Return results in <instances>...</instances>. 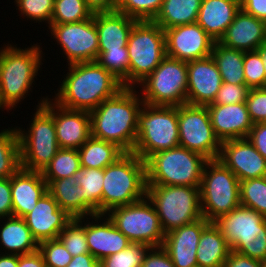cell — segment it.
<instances>
[{"instance_id":"8992f818","label":"cell","mask_w":266,"mask_h":267,"mask_svg":"<svg viewBox=\"0 0 266 267\" xmlns=\"http://www.w3.org/2000/svg\"><path fill=\"white\" fill-rule=\"evenodd\" d=\"M207 161L203 155L181 146L157 152L145 161L146 183L200 187Z\"/></svg>"},{"instance_id":"44dd1931","label":"cell","mask_w":266,"mask_h":267,"mask_svg":"<svg viewBox=\"0 0 266 267\" xmlns=\"http://www.w3.org/2000/svg\"><path fill=\"white\" fill-rule=\"evenodd\" d=\"M210 122L220 142L247 138L253 122L246 102L228 105H207Z\"/></svg>"},{"instance_id":"680465c9","label":"cell","mask_w":266,"mask_h":267,"mask_svg":"<svg viewBox=\"0 0 266 267\" xmlns=\"http://www.w3.org/2000/svg\"><path fill=\"white\" fill-rule=\"evenodd\" d=\"M0 267H18V255L17 254H0Z\"/></svg>"},{"instance_id":"30bf717a","label":"cell","mask_w":266,"mask_h":267,"mask_svg":"<svg viewBox=\"0 0 266 267\" xmlns=\"http://www.w3.org/2000/svg\"><path fill=\"white\" fill-rule=\"evenodd\" d=\"M129 87L136 88L166 57L165 31L153 21H137L128 37Z\"/></svg>"},{"instance_id":"603a6c76","label":"cell","mask_w":266,"mask_h":267,"mask_svg":"<svg viewBox=\"0 0 266 267\" xmlns=\"http://www.w3.org/2000/svg\"><path fill=\"white\" fill-rule=\"evenodd\" d=\"M219 42L244 52L256 51L266 42V22L240 9Z\"/></svg>"},{"instance_id":"7c38bea8","label":"cell","mask_w":266,"mask_h":267,"mask_svg":"<svg viewBox=\"0 0 266 267\" xmlns=\"http://www.w3.org/2000/svg\"><path fill=\"white\" fill-rule=\"evenodd\" d=\"M106 215L131 243L162 247L165 233L147 197L130 205L112 208Z\"/></svg>"},{"instance_id":"f5cc1de1","label":"cell","mask_w":266,"mask_h":267,"mask_svg":"<svg viewBox=\"0 0 266 267\" xmlns=\"http://www.w3.org/2000/svg\"><path fill=\"white\" fill-rule=\"evenodd\" d=\"M223 267H262V261L231 250Z\"/></svg>"},{"instance_id":"484cf974","label":"cell","mask_w":266,"mask_h":267,"mask_svg":"<svg viewBox=\"0 0 266 267\" xmlns=\"http://www.w3.org/2000/svg\"><path fill=\"white\" fill-rule=\"evenodd\" d=\"M93 17L98 33L99 52L127 46L129 34L137 20L118 11L96 12Z\"/></svg>"},{"instance_id":"e0dca14e","label":"cell","mask_w":266,"mask_h":267,"mask_svg":"<svg viewBox=\"0 0 266 267\" xmlns=\"http://www.w3.org/2000/svg\"><path fill=\"white\" fill-rule=\"evenodd\" d=\"M187 80V104L194 106L212 104L223 83L211 55L187 62Z\"/></svg>"},{"instance_id":"60d3db41","label":"cell","mask_w":266,"mask_h":267,"mask_svg":"<svg viewBox=\"0 0 266 267\" xmlns=\"http://www.w3.org/2000/svg\"><path fill=\"white\" fill-rule=\"evenodd\" d=\"M149 245L131 243L124 250L100 261L101 267H141Z\"/></svg>"},{"instance_id":"ba28073f","label":"cell","mask_w":266,"mask_h":267,"mask_svg":"<svg viewBox=\"0 0 266 267\" xmlns=\"http://www.w3.org/2000/svg\"><path fill=\"white\" fill-rule=\"evenodd\" d=\"M146 197L153 204L165 234L203 217L199 187L147 185Z\"/></svg>"},{"instance_id":"4fadbf2b","label":"cell","mask_w":266,"mask_h":267,"mask_svg":"<svg viewBox=\"0 0 266 267\" xmlns=\"http://www.w3.org/2000/svg\"><path fill=\"white\" fill-rule=\"evenodd\" d=\"M179 146L218 159L221 142L214 133L207 106L184 104L178 106Z\"/></svg>"},{"instance_id":"6f0895ef","label":"cell","mask_w":266,"mask_h":267,"mask_svg":"<svg viewBox=\"0 0 266 267\" xmlns=\"http://www.w3.org/2000/svg\"><path fill=\"white\" fill-rule=\"evenodd\" d=\"M87 6L96 12H113L116 11L118 0H85Z\"/></svg>"},{"instance_id":"8fae6325","label":"cell","mask_w":266,"mask_h":267,"mask_svg":"<svg viewBox=\"0 0 266 267\" xmlns=\"http://www.w3.org/2000/svg\"><path fill=\"white\" fill-rule=\"evenodd\" d=\"M137 88L143 103L149 105L187 104V62L166 56Z\"/></svg>"},{"instance_id":"ee69618b","label":"cell","mask_w":266,"mask_h":267,"mask_svg":"<svg viewBox=\"0 0 266 267\" xmlns=\"http://www.w3.org/2000/svg\"><path fill=\"white\" fill-rule=\"evenodd\" d=\"M38 251L45 267H67L73 257L58 238L40 242Z\"/></svg>"},{"instance_id":"c3c4849f","label":"cell","mask_w":266,"mask_h":267,"mask_svg":"<svg viewBox=\"0 0 266 267\" xmlns=\"http://www.w3.org/2000/svg\"><path fill=\"white\" fill-rule=\"evenodd\" d=\"M246 105L253 123L266 122V89H250Z\"/></svg>"},{"instance_id":"5b68a950","label":"cell","mask_w":266,"mask_h":267,"mask_svg":"<svg viewBox=\"0 0 266 267\" xmlns=\"http://www.w3.org/2000/svg\"><path fill=\"white\" fill-rule=\"evenodd\" d=\"M146 186L145 161L133 152H125L104 168L102 214L144 199Z\"/></svg>"},{"instance_id":"f6af8a7d","label":"cell","mask_w":266,"mask_h":267,"mask_svg":"<svg viewBox=\"0 0 266 267\" xmlns=\"http://www.w3.org/2000/svg\"><path fill=\"white\" fill-rule=\"evenodd\" d=\"M243 69L245 83L250 89L266 87L264 63L257 51L244 52Z\"/></svg>"},{"instance_id":"4dcf8cb0","label":"cell","mask_w":266,"mask_h":267,"mask_svg":"<svg viewBox=\"0 0 266 267\" xmlns=\"http://www.w3.org/2000/svg\"><path fill=\"white\" fill-rule=\"evenodd\" d=\"M202 0H163L153 19L163 30L197 22Z\"/></svg>"},{"instance_id":"9c48e42d","label":"cell","mask_w":266,"mask_h":267,"mask_svg":"<svg viewBox=\"0 0 266 267\" xmlns=\"http://www.w3.org/2000/svg\"><path fill=\"white\" fill-rule=\"evenodd\" d=\"M199 189L202 216L209 222L241 205L240 181L218 159L205 163Z\"/></svg>"},{"instance_id":"9f6ffc18","label":"cell","mask_w":266,"mask_h":267,"mask_svg":"<svg viewBox=\"0 0 266 267\" xmlns=\"http://www.w3.org/2000/svg\"><path fill=\"white\" fill-rule=\"evenodd\" d=\"M67 267H101V263L90 253H86L72 257Z\"/></svg>"},{"instance_id":"d6986e66","label":"cell","mask_w":266,"mask_h":267,"mask_svg":"<svg viewBox=\"0 0 266 267\" xmlns=\"http://www.w3.org/2000/svg\"><path fill=\"white\" fill-rule=\"evenodd\" d=\"M90 220L92 221L90 222ZM85 221L89 253L99 261L124 250L131 244L129 239L114 226L106 214L86 216Z\"/></svg>"},{"instance_id":"be15d7a7","label":"cell","mask_w":266,"mask_h":267,"mask_svg":"<svg viewBox=\"0 0 266 267\" xmlns=\"http://www.w3.org/2000/svg\"><path fill=\"white\" fill-rule=\"evenodd\" d=\"M237 1L239 4H241L244 0H234Z\"/></svg>"},{"instance_id":"bcb514c9","label":"cell","mask_w":266,"mask_h":267,"mask_svg":"<svg viewBox=\"0 0 266 267\" xmlns=\"http://www.w3.org/2000/svg\"><path fill=\"white\" fill-rule=\"evenodd\" d=\"M231 250L252 259L264 261L266 259V232L250 233L239 238Z\"/></svg>"},{"instance_id":"e575fe53","label":"cell","mask_w":266,"mask_h":267,"mask_svg":"<svg viewBox=\"0 0 266 267\" xmlns=\"http://www.w3.org/2000/svg\"><path fill=\"white\" fill-rule=\"evenodd\" d=\"M20 168L18 132L11 126L0 131V178H10Z\"/></svg>"},{"instance_id":"d6a6232c","label":"cell","mask_w":266,"mask_h":267,"mask_svg":"<svg viewBox=\"0 0 266 267\" xmlns=\"http://www.w3.org/2000/svg\"><path fill=\"white\" fill-rule=\"evenodd\" d=\"M84 195V217L102 214L104 169L80 168L74 173Z\"/></svg>"},{"instance_id":"94428289","label":"cell","mask_w":266,"mask_h":267,"mask_svg":"<svg viewBox=\"0 0 266 267\" xmlns=\"http://www.w3.org/2000/svg\"><path fill=\"white\" fill-rule=\"evenodd\" d=\"M3 109V110H2ZM0 110L3 111H8L7 108L2 104L1 100H0Z\"/></svg>"},{"instance_id":"836d02e7","label":"cell","mask_w":266,"mask_h":267,"mask_svg":"<svg viewBox=\"0 0 266 267\" xmlns=\"http://www.w3.org/2000/svg\"><path fill=\"white\" fill-rule=\"evenodd\" d=\"M211 56L218 66L223 82L246 84L243 69L244 51L226 47L215 41Z\"/></svg>"},{"instance_id":"f1b7e54d","label":"cell","mask_w":266,"mask_h":267,"mask_svg":"<svg viewBox=\"0 0 266 267\" xmlns=\"http://www.w3.org/2000/svg\"><path fill=\"white\" fill-rule=\"evenodd\" d=\"M230 251L231 247L220 229L210 222L200 236L196 251L197 264L200 267H223Z\"/></svg>"},{"instance_id":"7dc6e473","label":"cell","mask_w":266,"mask_h":267,"mask_svg":"<svg viewBox=\"0 0 266 267\" xmlns=\"http://www.w3.org/2000/svg\"><path fill=\"white\" fill-rule=\"evenodd\" d=\"M250 88L246 84H231L223 82L212 104L228 105L246 102Z\"/></svg>"},{"instance_id":"ffe728a7","label":"cell","mask_w":266,"mask_h":267,"mask_svg":"<svg viewBox=\"0 0 266 267\" xmlns=\"http://www.w3.org/2000/svg\"><path fill=\"white\" fill-rule=\"evenodd\" d=\"M209 223L202 217L165 234L162 248L169 254L175 267L198 265L196 251L202 230Z\"/></svg>"},{"instance_id":"8d00e7d4","label":"cell","mask_w":266,"mask_h":267,"mask_svg":"<svg viewBox=\"0 0 266 267\" xmlns=\"http://www.w3.org/2000/svg\"><path fill=\"white\" fill-rule=\"evenodd\" d=\"M85 0H55L51 24H69L93 16Z\"/></svg>"},{"instance_id":"2e32d148","label":"cell","mask_w":266,"mask_h":267,"mask_svg":"<svg viewBox=\"0 0 266 267\" xmlns=\"http://www.w3.org/2000/svg\"><path fill=\"white\" fill-rule=\"evenodd\" d=\"M218 160L229 168L239 181L266 176V159L247 138L222 142Z\"/></svg>"},{"instance_id":"52a82bcc","label":"cell","mask_w":266,"mask_h":267,"mask_svg":"<svg viewBox=\"0 0 266 267\" xmlns=\"http://www.w3.org/2000/svg\"><path fill=\"white\" fill-rule=\"evenodd\" d=\"M179 146L178 106L144 103L138 113L133 153L146 161L151 155Z\"/></svg>"},{"instance_id":"3957f363","label":"cell","mask_w":266,"mask_h":267,"mask_svg":"<svg viewBox=\"0 0 266 267\" xmlns=\"http://www.w3.org/2000/svg\"><path fill=\"white\" fill-rule=\"evenodd\" d=\"M9 43L0 48V100L8 112L31 95L46 54L39 43L23 49Z\"/></svg>"},{"instance_id":"7bdbcfd3","label":"cell","mask_w":266,"mask_h":267,"mask_svg":"<svg viewBox=\"0 0 266 267\" xmlns=\"http://www.w3.org/2000/svg\"><path fill=\"white\" fill-rule=\"evenodd\" d=\"M55 0H15L16 10L22 18L34 21V23H47L50 26L53 16V7Z\"/></svg>"},{"instance_id":"1f68e13d","label":"cell","mask_w":266,"mask_h":267,"mask_svg":"<svg viewBox=\"0 0 266 267\" xmlns=\"http://www.w3.org/2000/svg\"><path fill=\"white\" fill-rule=\"evenodd\" d=\"M82 168L104 169L125 152L116 144L90 137L79 149Z\"/></svg>"},{"instance_id":"f35d334b","label":"cell","mask_w":266,"mask_h":267,"mask_svg":"<svg viewBox=\"0 0 266 267\" xmlns=\"http://www.w3.org/2000/svg\"><path fill=\"white\" fill-rule=\"evenodd\" d=\"M96 61L119 79L124 87H129L130 63L127 46L115 50L98 52Z\"/></svg>"},{"instance_id":"9a60e30c","label":"cell","mask_w":266,"mask_h":267,"mask_svg":"<svg viewBox=\"0 0 266 267\" xmlns=\"http://www.w3.org/2000/svg\"><path fill=\"white\" fill-rule=\"evenodd\" d=\"M166 56L194 61L211 55L215 40L196 22L165 29Z\"/></svg>"},{"instance_id":"4316f807","label":"cell","mask_w":266,"mask_h":267,"mask_svg":"<svg viewBox=\"0 0 266 267\" xmlns=\"http://www.w3.org/2000/svg\"><path fill=\"white\" fill-rule=\"evenodd\" d=\"M240 9L234 0H202L197 23L213 40L219 41Z\"/></svg>"},{"instance_id":"cb8c5ba5","label":"cell","mask_w":266,"mask_h":267,"mask_svg":"<svg viewBox=\"0 0 266 267\" xmlns=\"http://www.w3.org/2000/svg\"><path fill=\"white\" fill-rule=\"evenodd\" d=\"M47 192L48 184L42 172L20 168L11 176L12 216L23 218Z\"/></svg>"},{"instance_id":"ab89813d","label":"cell","mask_w":266,"mask_h":267,"mask_svg":"<svg viewBox=\"0 0 266 267\" xmlns=\"http://www.w3.org/2000/svg\"><path fill=\"white\" fill-rule=\"evenodd\" d=\"M58 239L73 257L89 253L85 234V217L73 218L60 232Z\"/></svg>"},{"instance_id":"91938a15","label":"cell","mask_w":266,"mask_h":267,"mask_svg":"<svg viewBox=\"0 0 266 267\" xmlns=\"http://www.w3.org/2000/svg\"><path fill=\"white\" fill-rule=\"evenodd\" d=\"M256 51L261 56L262 62L264 63L265 75H266V42L261 44Z\"/></svg>"},{"instance_id":"7a4b0ae2","label":"cell","mask_w":266,"mask_h":267,"mask_svg":"<svg viewBox=\"0 0 266 267\" xmlns=\"http://www.w3.org/2000/svg\"><path fill=\"white\" fill-rule=\"evenodd\" d=\"M137 88L123 87L90 111L91 136L133 152L137 138L138 113L143 100Z\"/></svg>"},{"instance_id":"d590c367","label":"cell","mask_w":266,"mask_h":267,"mask_svg":"<svg viewBox=\"0 0 266 267\" xmlns=\"http://www.w3.org/2000/svg\"><path fill=\"white\" fill-rule=\"evenodd\" d=\"M81 168L77 149H59L50 164L43 170L44 180H58L74 176Z\"/></svg>"},{"instance_id":"74e56055","label":"cell","mask_w":266,"mask_h":267,"mask_svg":"<svg viewBox=\"0 0 266 267\" xmlns=\"http://www.w3.org/2000/svg\"><path fill=\"white\" fill-rule=\"evenodd\" d=\"M240 202L266 218V176L240 181Z\"/></svg>"},{"instance_id":"f907efd6","label":"cell","mask_w":266,"mask_h":267,"mask_svg":"<svg viewBox=\"0 0 266 267\" xmlns=\"http://www.w3.org/2000/svg\"><path fill=\"white\" fill-rule=\"evenodd\" d=\"M247 139L266 159V122L254 123L247 136Z\"/></svg>"},{"instance_id":"277c9868","label":"cell","mask_w":266,"mask_h":267,"mask_svg":"<svg viewBox=\"0 0 266 267\" xmlns=\"http://www.w3.org/2000/svg\"><path fill=\"white\" fill-rule=\"evenodd\" d=\"M36 111L27 130L16 126L21 168L43 172L60 149L53 119V100L49 95L42 97L35 106Z\"/></svg>"},{"instance_id":"6da1fadb","label":"cell","mask_w":266,"mask_h":267,"mask_svg":"<svg viewBox=\"0 0 266 267\" xmlns=\"http://www.w3.org/2000/svg\"><path fill=\"white\" fill-rule=\"evenodd\" d=\"M68 71L59 81L53 101L72 110L92 111L124 86L97 61L66 64Z\"/></svg>"},{"instance_id":"6125c7cd","label":"cell","mask_w":266,"mask_h":267,"mask_svg":"<svg viewBox=\"0 0 266 267\" xmlns=\"http://www.w3.org/2000/svg\"><path fill=\"white\" fill-rule=\"evenodd\" d=\"M262 267H266V259L262 261Z\"/></svg>"},{"instance_id":"5bb4252c","label":"cell","mask_w":266,"mask_h":267,"mask_svg":"<svg viewBox=\"0 0 266 267\" xmlns=\"http://www.w3.org/2000/svg\"><path fill=\"white\" fill-rule=\"evenodd\" d=\"M48 30L51 38L61 47L68 65L97 60L99 40L93 16L80 22L50 24Z\"/></svg>"},{"instance_id":"f546056e","label":"cell","mask_w":266,"mask_h":267,"mask_svg":"<svg viewBox=\"0 0 266 267\" xmlns=\"http://www.w3.org/2000/svg\"><path fill=\"white\" fill-rule=\"evenodd\" d=\"M45 181L48 184V192L62 210L72 218L84 217V195L74 176Z\"/></svg>"},{"instance_id":"b9f144b4","label":"cell","mask_w":266,"mask_h":267,"mask_svg":"<svg viewBox=\"0 0 266 267\" xmlns=\"http://www.w3.org/2000/svg\"><path fill=\"white\" fill-rule=\"evenodd\" d=\"M163 0H118L116 11L137 21H153Z\"/></svg>"},{"instance_id":"d4e9b609","label":"cell","mask_w":266,"mask_h":267,"mask_svg":"<svg viewBox=\"0 0 266 267\" xmlns=\"http://www.w3.org/2000/svg\"><path fill=\"white\" fill-rule=\"evenodd\" d=\"M213 223L220 229L230 247L247 234L266 232V218L242 205L221 215Z\"/></svg>"},{"instance_id":"83f0119b","label":"cell","mask_w":266,"mask_h":267,"mask_svg":"<svg viewBox=\"0 0 266 267\" xmlns=\"http://www.w3.org/2000/svg\"><path fill=\"white\" fill-rule=\"evenodd\" d=\"M1 220L0 250L3 248L5 254L17 255L29 254L38 250V242L33 238L22 217L9 216L1 218Z\"/></svg>"},{"instance_id":"11a10c76","label":"cell","mask_w":266,"mask_h":267,"mask_svg":"<svg viewBox=\"0 0 266 267\" xmlns=\"http://www.w3.org/2000/svg\"><path fill=\"white\" fill-rule=\"evenodd\" d=\"M18 267H45L41 253L37 250L29 254L18 255Z\"/></svg>"},{"instance_id":"681fc988","label":"cell","mask_w":266,"mask_h":267,"mask_svg":"<svg viewBox=\"0 0 266 267\" xmlns=\"http://www.w3.org/2000/svg\"><path fill=\"white\" fill-rule=\"evenodd\" d=\"M141 267H175L169 254L162 247L151 248Z\"/></svg>"},{"instance_id":"db71d44e","label":"cell","mask_w":266,"mask_h":267,"mask_svg":"<svg viewBox=\"0 0 266 267\" xmlns=\"http://www.w3.org/2000/svg\"><path fill=\"white\" fill-rule=\"evenodd\" d=\"M240 7L244 12L266 22V0H244Z\"/></svg>"},{"instance_id":"ac0fdd59","label":"cell","mask_w":266,"mask_h":267,"mask_svg":"<svg viewBox=\"0 0 266 267\" xmlns=\"http://www.w3.org/2000/svg\"><path fill=\"white\" fill-rule=\"evenodd\" d=\"M23 219L39 244L45 240L57 239L60 232L73 218L62 210L53 196L47 192Z\"/></svg>"},{"instance_id":"7402d4cb","label":"cell","mask_w":266,"mask_h":267,"mask_svg":"<svg viewBox=\"0 0 266 267\" xmlns=\"http://www.w3.org/2000/svg\"><path fill=\"white\" fill-rule=\"evenodd\" d=\"M53 119L61 149H79L91 137L88 111L64 108L53 101Z\"/></svg>"},{"instance_id":"816d5d0a","label":"cell","mask_w":266,"mask_h":267,"mask_svg":"<svg viewBox=\"0 0 266 267\" xmlns=\"http://www.w3.org/2000/svg\"><path fill=\"white\" fill-rule=\"evenodd\" d=\"M12 216L11 177L0 178V219Z\"/></svg>"}]
</instances>
